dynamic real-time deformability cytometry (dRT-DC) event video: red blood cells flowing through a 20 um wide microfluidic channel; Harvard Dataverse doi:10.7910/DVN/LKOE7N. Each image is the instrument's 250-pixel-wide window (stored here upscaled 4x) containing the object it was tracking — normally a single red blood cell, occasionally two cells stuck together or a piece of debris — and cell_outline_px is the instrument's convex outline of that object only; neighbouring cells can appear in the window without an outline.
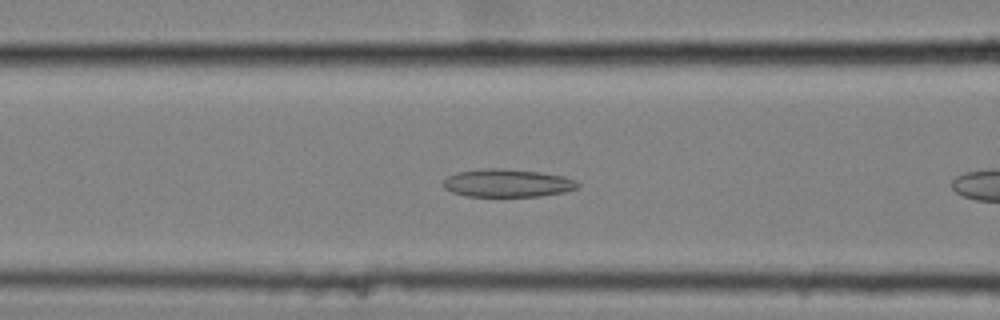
{"species": "common noctule bat (a hibernating species)", "species_latin": "Nyctalus noctula", "temperature_condition": "cold", "stored_images_in_passage": 41, "camera_frame_rate_fps": 3000, "um_per_image_px": 0.085, "animal": {"sex": "female", "body_mass_g": 25.1}, "frame": {"image": 1, "passage_image": 7, "time_ms": 2.0, "image_size_px": [1000, 320], "cell_outline_px": [[580, 184], [576, 188], [564, 192], [540, 196], [464, 196], [452, 192], [444, 188], [444, 180], [448, 176], [456, 172], [484, 168], [500, 168], [540, 172], [564, 176], [576, 180]], "centroid_in_image_um": [43.12, 15.56], "position_along_channel_um": 123.5, "area_um2": 21.91}}
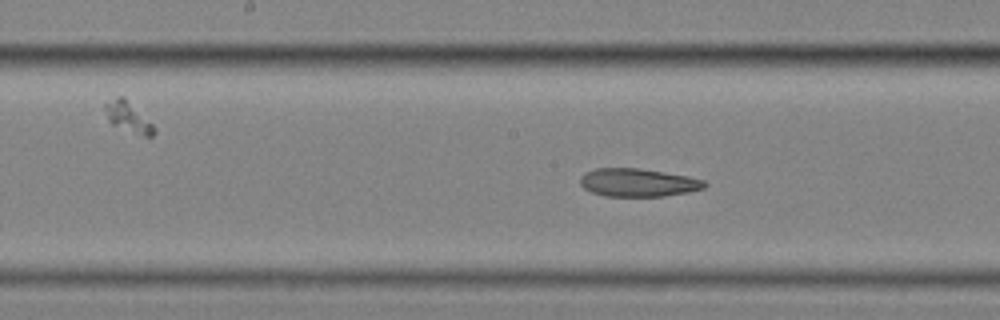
{"frame": {"image": 2, "passage_image": 13, "time_ms": 4.0, "image_size_px": [1000, 320], "cell_outline_px": [[708, 184], [704, 188], [688, 192], [664, 196], [604, 196], [592, 192], [584, 188], [580, 184], [580, 176], [584, 172], [596, 168], [636, 168], [664, 172], [688, 176], [704, 180]], "centroid_in_image_um": [54.22, 15.51], "position_along_channel_um": 194.0, "area_um2": 20.4}}
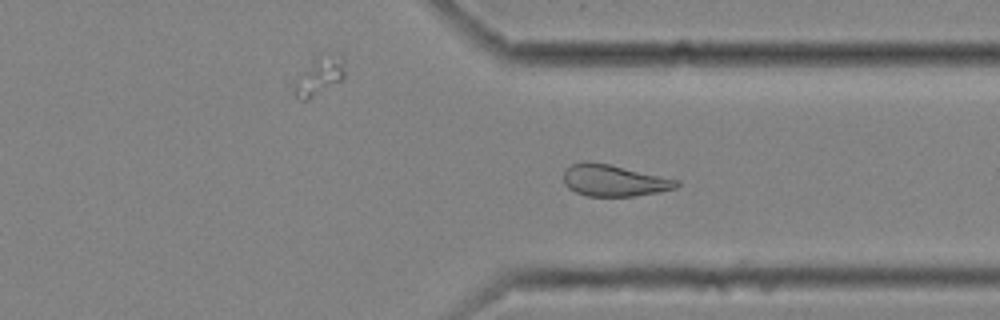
{"frame": {"image": 3, "passage_image": 27, "time_ms": 8.667, "image_size_px": [1000, 320], "cell_outline_px": [[680, 184], [676, 188], [660, 192], [632, 196], [588, 196], [576, 192], [568, 188], [564, 184], [564, 168], [572, 164], [584, 160], [588, 160], [608, 164], [680, 180]], "centroid_in_image_um": [52.16, 15.33], "position_along_channel_um": 359.2, "area_um2": 20.92}, "authors_computed_cell_mechanics": {"area_um2": 21.4438, "velocity_mm_per_s": 3.5308, "shape_relaxation_time_tau1_ms": null, "shape_relaxation_time_tau2_ms": 4.4985, "deformation_change_tau1": null, "deformation_change_tau2": 0.1111}}